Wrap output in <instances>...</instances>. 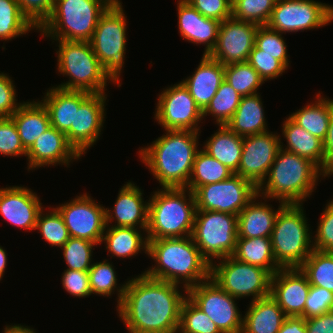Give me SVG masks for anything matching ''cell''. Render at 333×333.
<instances>
[{
    "label": "cell",
    "mask_w": 333,
    "mask_h": 333,
    "mask_svg": "<svg viewBox=\"0 0 333 333\" xmlns=\"http://www.w3.org/2000/svg\"><path fill=\"white\" fill-rule=\"evenodd\" d=\"M179 284L148 277L145 273L127 281L119 317L130 333H177L181 307L187 296Z\"/></svg>",
    "instance_id": "cell-1"
},
{
    "label": "cell",
    "mask_w": 333,
    "mask_h": 333,
    "mask_svg": "<svg viewBox=\"0 0 333 333\" xmlns=\"http://www.w3.org/2000/svg\"><path fill=\"white\" fill-rule=\"evenodd\" d=\"M166 135L139 150L142 162L162 188H186L197 153L199 133L189 130H165Z\"/></svg>",
    "instance_id": "cell-2"
},
{
    "label": "cell",
    "mask_w": 333,
    "mask_h": 333,
    "mask_svg": "<svg viewBox=\"0 0 333 333\" xmlns=\"http://www.w3.org/2000/svg\"><path fill=\"white\" fill-rule=\"evenodd\" d=\"M147 255L157 264L144 273L154 279L183 283L186 294L188 288L210 279L211 264L192 236L148 240Z\"/></svg>",
    "instance_id": "cell-3"
},
{
    "label": "cell",
    "mask_w": 333,
    "mask_h": 333,
    "mask_svg": "<svg viewBox=\"0 0 333 333\" xmlns=\"http://www.w3.org/2000/svg\"><path fill=\"white\" fill-rule=\"evenodd\" d=\"M283 147L280 145L268 177L258 187V195L265 196L263 199H278L280 203L302 204L314 191L319 176L326 174L309 159Z\"/></svg>",
    "instance_id": "cell-4"
},
{
    "label": "cell",
    "mask_w": 333,
    "mask_h": 333,
    "mask_svg": "<svg viewBox=\"0 0 333 333\" xmlns=\"http://www.w3.org/2000/svg\"><path fill=\"white\" fill-rule=\"evenodd\" d=\"M148 202V240L192 236L196 204L188 188H162Z\"/></svg>",
    "instance_id": "cell-5"
},
{
    "label": "cell",
    "mask_w": 333,
    "mask_h": 333,
    "mask_svg": "<svg viewBox=\"0 0 333 333\" xmlns=\"http://www.w3.org/2000/svg\"><path fill=\"white\" fill-rule=\"evenodd\" d=\"M108 0H55L53 12L38 29L55 40L90 42Z\"/></svg>",
    "instance_id": "cell-6"
},
{
    "label": "cell",
    "mask_w": 333,
    "mask_h": 333,
    "mask_svg": "<svg viewBox=\"0 0 333 333\" xmlns=\"http://www.w3.org/2000/svg\"><path fill=\"white\" fill-rule=\"evenodd\" d=\"M302 208V204H286L275 220L270 238L274 258L282 268L299 267L313 251Z\"/></svg>",
    "instance_id": "cell-7"
},
{
    "label": "cell",
    "mask_w": 333,
    "mask_h": 333,
    "mask_svg": "<svg viewBox=\"0 0 333 333\" xmlns=\"http://www.w3.org/2000/svg\"><path fill=\"white\" fill-rule=\"evenodd\" d=\"M58 72L69 76V81L57 88L63 90L105 93L110 77L93 52L90 42L58 40Z\"/></svg>",
    "instance_id": "cell-8"
},
{
    "label": "cell",
    "mask_w": 333,
    "mask_h": 333,
    "mask_svg": "<svg viewBox=\"0 0 333 333\" xmlns=\"http://www.w3.org/2000/svg\"><path fill=\"white\" fill-rule=\"evenodd\" d=\"M121 4H112L100 17L92 39L93 52L110 77L120 87V73L126 50V18Z\"/></svg>",
    "instance_id": "cell-9"
},
{
    "label": "cell",
    "mask_w": 333,
    "mask_h": 333,
    "mask_svg": "<svg viewBox=\"0 0 333 333\" xmlns=\"http://www.w3.org/2000/svg\"><path fill=\"white\" fill-rule=\"evenodd\" d=\"M192 238L210 264L214 258L232 256L238 238L237 215L196 210Z\"/></svg>",
    "instance_id": "cell-10"
},
{
    "label": "cell",
    "mask_w": 333,
    "mask_h": 333,
    "mask_svg": "<svg viewBox=\"0 0 333 333\" xmlns=\"http://www.w3.org/2000/svg\"><path fill=\"white\" fill-rule=\"evenodd\" d=\"M211 263L210 279L234 298L253 296L252 301L270 296L272 275L265 269L240 262L232 256Z\"/></svg>",
    "instance_id": "cell-11"
},
{
    "label": "cell",
    "mask_w": 333,
    "mask_h": 333,
    "mask_svg": "<svg viewBox=\"0 0 333 333\" xmlns=\"http://www.w3.org/2000/svg\"><path fill=\"white\" fill-rule=\"evenodd\" d=\"M257 194L258 188L237 174L221 182L197 187L193 191L196 210L232 215H238Z\"/></svg>",
    "instance_id": "cell-12"
},
{
    "label": "cell",
    "mask_w": 333,
    "mask_h": 333,
    "mask_svg": "<svg viewBox=\"0 0 333 333\" xmlns=\"http://www.w3.org/2000/svg\"><path fill=\"white\" fill-rule=\"evenodd\" d=\"M332 20V5L314 0H281L275 3L266 25L283 34L320 28Z\"/></svg>",
    "instance_id": "cell-13"
},
{
    "label": "cell",
    "mask_w": 333,
    "mask_h": 333,
    "mask_svg": "<svg viewBox=\"0 0 333 333\" xmlns=\"http://www.w3.org/2000/svg\"><path fill=\"white\" fill-rule=\"evenodd\" d=\"M187 297L216 324L222 333H242L243 318L234 298L211 279L187 289Z\"/></svg>",
    "instance_id": "cell-14"
},
{
    "label": "cell",
    "mask_w": 333,
    "mask_h": 333,
    "mask_svg": "<svg viewBox=\"0 0 333 333\" xmlns=\"http://www.w3.org/2000/svg\"><path fill=\"white\" fill-rule=\"evenodd\" d=\"M155 119L165 130L199 132L201 109L182 82L162 91L158 97Z\"/></svg>",
    "instance_id": "cell-15"
},
{
    "label": "cell",
    "mask_w": 333,
    "mask_h": 333,
    "mask_svg": "<svg viewBox=\"0 0 333 333\" xmlns=\"http://www.w3.org/2000/svg\"><path fill=\"white\" fill-rule=\"evenodd\" d=\"M62 216L70 237L101 244L106 228V208L98 205L87 193L56 207Z\"/></svg>",
    "instance_id": "cell-16"
},
{
    "label": "cell",
    "mask_w": 333,
    "mask_h": 333,
    "mask_svg": "<svg viewBox=\"0 0 333 333\" xmlns=\"http://www.w3.org/2000/svg\"><path fill=\"white\" fill-rule=\"evenodd\" d=\"M272 133L266 131L243 139L242 156L235 174L257 188L265 181L282 143L280 136Z\"/></svg>",
    "instance_id": "cell-17"
},
{
    "label": "cell",
    "mask_w": 333,
    "mask_h": 333,
    "mask_svg": "<svg viewBox=\"0 0 333 333\" xmlns=\"http://www.w3.org/2000/svg\"><path fill=\"white\" fill-rule=\"evenodd\" d=\"M258 25L229 18L220 23L217 43L209 56L223 65L247 62Z\"/></svg>",
    "instance_id": "cell-18"
},
{
    "label": "cell",
    "mask_w": 333,
    "mask_h": 333,
    "mask_svg": "<svg viewBox=\"0 0 333 333\" xmlns=\"http://www.w3.org/2000/svg\"><path fill=\"white\" fill-rule=\"evenodd\" d=\"M105 96V93H92L79 108H75L74 126L65 135L80 156L92 147L101 134L105 118Z\"/></svg>",
    "instance_id": "cell-19"
},
{
    "label": "cell",
    "mask_w": 333,
    "mask_h": 333,
    "mask_svg": "<svg viewBox=\"0 0 333 333\" xmlns=\"http://www.w3.org/2000/svg\"><path fill=\"white\" fill-rule=\"evenodd\" d=\"M310 287L299 267L280 268L271 277L270 295L287 317H304Z\"/></svg>",
    "instance_id": "cell-20"
},
{
    "label": "cell",
    "mask_w": 333,
    "mask_h": 333,
    "mask_svg": "<svg viewBox=\"0 0 333 333\" xmlns=\"http://www.w3.org/2000/svg\"><path fill=\"white\" fill-rule=\"evenodd\" d=\"M42 209L39 197L27 187L0 188V214L12 225L35 230Z\"/></svg>",
    "instance_id": "cell-21"
},
{
    "label": "cell",
    "mask_w": 333,
    "mask_h": 333,
    "mask_svg": "<svg viewBox=\"0 0 333 333\" xmlns=\"http://www.w3.org/2000/svg\"><path fill=\"white\" fill-rule=\"evenodd\" d=\"M28 170L44 165H69L72 159H80V155L68 143L64 132L50 126L42 133L27 151Z\"/></svg>",
    "instance_id": "cell-22"
},
{
    "label": "cell",
    "mask_w": 333,
    "mask_h": 333,
    "mask_svg": "<svg viewBox=\"0 0 333 333\" xmlns=\"http://www.w3.org/2000/svg\"><path fill=\"white\" fill-rule=\"evenodd\" d=\"M142 194L141 189L132 182L124 184L118 193L113 212L106 208V226L109 227V223L115 218L117 224L114 226L138 228L139 225L146 232L149 202H144Z\"/></svg>",
    "instance_id": "cell-23"
},
{
    "label": "cell",
    "mask_w": 333,
    "mask_h": 333,
    "mask_svg": "<svg viewBox=\"0 0 333 333\" xmlns=\"http://www.w3.org/2000/svg\"><path fill=\"white\" fill-rule=\"evenodd\" d=\"M178 28L182 38L191 43L205 44L204 55L215 48L220 23L218 20L204 17L186 0H179Z\"/></svg>",
    "instance_id": "cell-24"
},
{
    "label": "cell",
    "mask_w": 333,
    "mask_h": 333,
    "mask_svg": "<svg viewBox=\"0 0 333 333\" xmlns=\"http://www.w3.org/2000/svg\"><path fill=\"white\" fill-rule=\"evenodd\" d=\"M224 66L209 55H204L197 70L181 81L194 98L196 105L203 111L215 96L224 78Z\"/></svg>",
    "instance_id": "cell-25"
},
{
    "label": "cell",
    "mask_w": 333,
    "mask_h": 333,
    "mask_svg": "<svg viewBox=\"0 0 333 333\" xmlns=\"http://www.w3.org/2000/svg\"><path fill=\"white\" fill-rule=\"evenodd\" d=\"M91 94L87 91L52 87L41 100L48 111L51 126L66 133L74 126L75 108H79Z\"/></svg>",
    "instance_id": "cell-26"
},
{
    "label": "cell",
    "mask_w": 333,
    "mask_h": 333,
    "mask_svg": "<svg viewBox=\"0 0 333 333\" xmlns=\"http://www.w3.org/2000/svg\"><path fill=\"white\" fill-rule=\"evenodd\" d=\"M258 197L257 194L237 215L238 238L271 237L277 215L286 204L281 202L274 211L266 203H254Z\"/></svg>",
    "instance_id": "cell-27"
},
{
    "label": "cell",
    "mask_w": 333,
    "mask_h": 333,
    "mask_svg": "<svg viewBox=\"0 0 333 333\" xmlns=\"http://www.w3.org/2000/svg\"><path fill=\"white\" fill-rule=\"evenodd\" d=\"M17 128L21 143L26 151L36 142L38 137L51 126L50 118L42 101L23 102L10 117Z\"/></svg>",
    "instance_id": "cell-28"
},
{
    "label": "cell",
    "mask_w": 333,
    "mask_h": 333,
    "mask_svg": "<svg viewBox=\"0 0 333 333\" xmlns=\"http://www.w3.org/2000/svg\"><path fill=\"white\" fill-rule=\"evenodd\" d=\"M286 317L271 295L251 301L243 317L242 333H277Z\"/></svg>",
    "instance_id": "cell-29"
},
{
    "label": "cell",
    "mask_w": 333,
    "mask_h": 333,
    "mask_svg": "<svg viewBox=\"0 0 333 333\" xmlns=\"http://www.w3.org/2000/svg\"><path fill=\"white\" fill-rule=\"evenodd\" d=\"M282 127V134L287 140L284 150L309 159L325 173L323 141L297 125L290 117L286 118Z\"/></svg>",
    "instance_id": "cell-30"
},
{
    "label": "cell",
    "mask_w": 333,
    "mask_h": 333,
    "mask_svg": "<svg viewBox=\"0 0 333 333\" xmlns=\"http://www.w3.org/2000/svg\"><path fill=\"white\" fill-rule=\"evenodd\" d=\"M264 109L258 94L242 96L234 115L226 127L241 137H247L267 131Z\"/></svg>",
    "instance_id": "cell-31"
},
{
    "label": "cell",
    "mask_w": 333,
    "mask_h": 333,
    "mask_svg": "<svg viewBox=\"0 0 333 333\" xmlns=\"http://www.w3.org/2000/svg\"><path fill=\"white\" fill-rule=\"evenodd\" d=\"M243 139L225 125L219 129L204 144V151L234 173L238 171L242 156Z\"/></svg>",
    "instance_id": "cell-32"
},
{
    "label": "cell",
    "mask_w": 333,
    "mask_h": 333,
    "mask_svg": "<svg viewBox=\"0 0 333 333\" xmlns=\"http://www.w3.org/2000/svg\"><path fill=\"white\" fill-rule=\"evenodd\" d=\"M236 260L267 270L272 276L282 268L275 260L271 238H237L232 255Z\"/></svg>",
    "instance_id": "cell-33"
},
{
    "label": "cell",
    "mask_w": 333,
    "mask_h": 333,
    "mask_svg": "<svg viewBox=\"0 0 333 333\" xmlns=\"http://www.w3.org/2000/svg\"><path fill=\"white\" fill-rule=\"evenodd\" d=\"M316 96L315 103L304 106L289 117L311 135L324 141L333 115V100L323 98L320 92Z\"/></svg>",
    "instance_id": "cell-34"
},
{
    "label": "cell",
    "mask_w": 333,
    "mask_h": 333,
    "mask_svg": "<svg viewBox=\"0 0 333 333\" xmlns=\"http://www.w3.org/2000/svg\"><path fill=\"white\" fill-rule=\"evenodd\" d=\"M110 227L106 226L101 243L104 241L106 249L112 253V256L130 258L136 256L141 249L148 254V238L146 236L143 238L138 228L113 225Z\"/></svg>",
    "instance_id": "cell-35"
},
{
    "label": "cell",
    "mask_w": 333,
    "mask_h": 333,
    "mask_svg": "<svg viewBox=\"0 0 333 333\" xmlns=\"http://www.w3.org/2000/svg\"><path fill=\"white\" fill-rule=\"evenodd\" d=\"M233 174L235 173L232 170L201 149L195 155L192 173L186 188L193 192L197 187L221 182Z\"/></svg>",
    "instance_id": "cell-36"
},
{
    "label": "cell",
    "mask_w": 333,
    "mask_h": 333,
    "mask_svg": "<svg viewBox=\"0 0 333 333\" xmlns=\"http://www.w3.org/2000/svg\"><path fill=\"white\" fill-rule=\"evenodd\" d=\"M311 286L333 292V253L316 249L299 266Z\"/></svg>",
    "instance_id": "cell-37"
},
{
    "label": "cell",
    "mask_w": 333,
    "mask_h": 333,
    "mask_svg": "<svg viewBox=\"0 0 333 333\" xmlns=\"http://www.w3.org/2000/svg\"><path fill=\"white\" fill-rule=\"evenodd\" d=\"M224 78L241 96L258 94L259 86L264 83L259 73L248 62L225 65Z\"/></svg>",
    "instance_id": "cell-38"
},
{
    "label": "cell",
    "mask_w": 333,
    "mask_h": 333,
    "mask_svg": "<svg viewBox=\"0 0 333 333\" xmlns=\"http://www.w3.org/2000/svg\"><path fill=\"white\" fill-rule=\"evenodd\" d=\"M242 96L225 80L221 83L215 96L202 111L203 117L212 114L219 126H224L234 115Z\"/></svg>",
    "instance_id": "cell-39"
},
{
    "label": "cell",
    "mask_w": 333,
    "mask_h": 333,
    "mask_svg": "<svg viewBox=\"0 0 333 333\" xmlns=\"http://www.w3.org/2000/svg\"><path fill=\"white\" fill-rule=\"evenodd\" d=\"M35 27L21 13L16 0H0V39L11 40Z\"/></svg>",
    "instance_id": "cell-40"
},
{
    "label": "cell",
    "mask_w": 333,
    "mask_h": 333,
    "mask_svg": "<svg viewBox=\"0 0 333 333\" xmlns=\"http://www.w3.org/2000/svg\"><path fill=\"white\" fill-rule=\"evenodd\" d=\"M90 280V289L92 294H98L102 296H111L114 290L117 289L118 292V304L117 307L122 302L124 292L126 290L127 282L122 284V286L117 287V276L116 272L108 260L93 263L88 271ZM117 287V288H116Z\"/></svg>",
    "instance_id": "cell-41"
},
{
    "label": "cell",
    "mask_w": 333,
    "mask_h": 333,
    "mask_svg": "<svg viewBox=\"0 0 333 333\" xmlns=\"http://www.w3.org/2000/svg\"><path fill=\"white\" fill-rule=\"evenodd\" d=\"M275 0H232V18L266 25L274 9Z\"/></svg>",
    "instance_id": "cell-42"
},
{
    "label": "cell",
    "mask_w": 333,
    "mask_h": 333,
    "mask_svg": "<svg viewBox=\"0 0 333 333\" xmlns=\"http://www.w3.org/2000/svg\"><path fill=\"white\" fill-rule=\"evenodd\" d=\"M179 333H222L216 324L188 297L182 304Z\"/></svg>",
    "instance_id": "cell-43"
},
{
    "label": "cell",
    "mask_w": 333,
    "mask_h": 333,
    "mask_svg": "<svg viewBox=\"0 0 333 333\" xmlns=\"http://www.w3.org/2000/svg\"><path fill=\"white\" fill-rule=\"evenodd\" d=\"M43 209L38 215L35 229H38L43 238L51 246L62 247L70 238L64 220L56 208L48 214H43Z\"/></svg>",
    "instance_id": "cell-44"
},
{
    "label": "cell",
    "mask_w": 333,
    "mask_h": 333,
    "mask_svg": "<svg viewBox=\"0 0 333 333\" xmlns=\"http://www.w3.org/2000/svg\"><path fill=\"white\" fill-rule=\"evenodd\" d=\"M93 243L86 239L72 238L61 247L63 249V257L67 264L66 270L85 271L88 272L91 268V258Z\"/></svg>",
    "instance_id": "cell-45"
},
{
    "label": "cell",
    "mask_w": 333,
    "mask_h": 333,
    "mask_svg": "<svg viewBox=\"0 0 333 333\" xmlns=\"http://www.w3.org/2000/svg\"><path fill=\"white\" fill-rule=\"evenodd\" d=\"M255 45L260 49V53L274 55V58L286 68L289 66L287 46L280 32L267 25L259 26L255 36Z\"/></svg>",
    "instance_id": "cell-46"
},
{
    "label": "cell",
    "mask_w": 333,
    "mask_h": 333,
    "mask_svg": "<svg viewBox=\"0 0 333 333\" xmlns=\"http://www.w3.org/2000/svg\"><path fill=\"white\" fill-rule=\"evenodd\" d=\"M247 62L259 73V76L267 81L280 76L286 68L274 55L260 53V49L255 45L249 54Z\"/></svg>",
    "instance_id": "cell-47"
},
{
    "label": "cell",
    "mask_w": 333,
    "mask_h": 333,
    "mask_svg": "<svg viewBox=\"0 0 333 333\" xmlns=\"http://www.w3.org/2000/svg\"><path fill=\"white\" fill-rule=\"evenodd\" d=\"M0 154L15 157L27 155L15 123L10 117L0 118Z\"/></svg>",
    "instance_id": "cell-48"
},
{
    "label": "cell",
    "mask_w": 333,
    "mask_h": 333,
    "mask_svg": "<svg viewBox=\"0 0 333 333\" xmlns=\"http://www.w3.org/2000/svg\"><path fill=\"white\" fill-rule=\"evenodd\" d=\"M21 13L39 29L53 12L55 0H16Z\"/></svg>",
    "instance_id": "cell-49"
},
{
    "label": "cell",
    "mask_w": 333,
    "mask_h": 333,
    "mask_svg": "<svg viewBox=\"0 0 333 333\" xmlns=\"http://www.w3.org/2000/svg\"><path fill=\"white\" fill-rule=\"evenodd\" d=\"M319 220L313 249L333 253V199L328 202Z\"/></svg>",
    "instance_id": "cell-50"
},
{
    "label": "cell",
    "mask_w": 333,
    "mask_h": 333,
    "mask_svg": "<svg viewBox=\"0 0 333 333\" xmlns=\"http://www.w3.org/2000/svg\"><path fill=\"white\" fill-rule=\"evenodd\" d=\"M331 310H333V292L311 286L305 304L304 318L321 315Z\"/></svg>",
    "instance_id": "cell-51"
},
{
    "label": "cell",
    "mask_w": 333,
    "mask_h": 333,
    "mask_svg": "<svg viewBox=\"0 0 333 333\" xmlns=\"http://www.w3.org/2000/svg\"><path fill=\"white\" fill-rule=\"evenodd\" d=\"M204 17L223 22L232 17V0H186Z\"/></svg>",
    "instance_id": "cell-52"
},
{
    "label": "cell",
    "mask_w": 333,
    "mask_h": 333,
    "mask_svg": "<svg viewBox=\"0 0 333 333\" xmlns=\"http://www.w3.org/2000/svg\"><path fill=\"white\" fill-rule=\"evenodd\" d=\"M62 285L70 295L79 298L92 294L89 273L85 271L64 270Z\"/></svg>",
    "instance_id": "cell-53"
},
{
    "label": "cell",
    "mask_w": 333,
    "mask_h": 333,
    "mask_svg": "<svg viewBox=\"0 0 333 333\" xmlns=\"http://www.w3.org/2000/svg\"><path fill=\"white\" fill-rule=\"evenodd\" d=\"M13 81L7 74L0 73V118L11 117L21 103H16V91Z\"/></svg>",
    "instance_id": "cell-54"
},
{
    "label": "cell",
    "mask_w": 333,
    "mask_h": 333,
    "mask_svg": "<svg viewBox=\"0 0 333 333\" xmlns=\"http://www.w3.org/2000/svg\"><path fill=\"white\" fill-rule=\"evenodd\" d=\"M307 333H333V310L305 319Z\"/></svg>",
    "instance_id": "cell-55"
},
{
    "label": "cell",
    "mask_w": 333,
    "mask_h": 333,
    "mask_svg": "<svg viewBox=\"0 0 333 333\" xmlns=\"http://www.w3.org/2000/svg\"><path fill=\"white\" fill-rule=\"evenodd\" d=\"M324 153H325V174L330 176L333 174V115L329 122L327 135L323 141Z\"/></svg>",
    "instance_id": "cell-56"
},
{
    "label": "cell",
    "mask_w": 333,
    "mask_h": 333,
    "mask_svg": "<svg viewBox=\"0 0 333 333\" xmlns=\"http://www.w3.org/2000/svg\"><path fill=\"white\" fill-rule=\"evenodd\" d=\"M277 333H307L304 317H286Z\"/></svg>",
    "instance_id": "cell-57"
},
{
    "label": "cell",
    "mask_w": 333,
    "mask_h": 333,
    "mask_svg": "<svg viewBox=\"0 0 333 333\" xmlns=\"http://www.w3.org/2000/svg\"><path fill=\"white\" fill-rule=\"evenodd\" d=\"M3 333H36L35 331H34V329H32V328H29V327H27V326H21V325H13V326H6L5 328H4V332Z\"/></svg>",
    "instance_id": "cell-58"
},
{
    "label": "cell",
    "mask_w": 333,
    "mask_h": 333,
    "mask_svg": "<svg viewBox=\"0 0 333 333\" xmlns=\"http://www.w3.org/2000/svg\"><path fill=\"white\" fill-rule=\"evenodd\" d=\"M6 265H7V254L5 249H3L2 246H0V280L5 272Z\"/></svg>",
    "instance_id": "cell-59"
},
{
    "label": "cell",
    "mask_w": 333,
    "mask_h": 333,
    "mask_svg": "<svg viewBox=\"0 0 333 333\" xmlns=\"http://www.w3.org/2000/svg\"><path fill=\"white\" fill-rule=\"evenodd\" d=\"M111 4H121L120 0H108Z\"/></svg>",
    "instance_id": "cell-60"
}]
</instances>
